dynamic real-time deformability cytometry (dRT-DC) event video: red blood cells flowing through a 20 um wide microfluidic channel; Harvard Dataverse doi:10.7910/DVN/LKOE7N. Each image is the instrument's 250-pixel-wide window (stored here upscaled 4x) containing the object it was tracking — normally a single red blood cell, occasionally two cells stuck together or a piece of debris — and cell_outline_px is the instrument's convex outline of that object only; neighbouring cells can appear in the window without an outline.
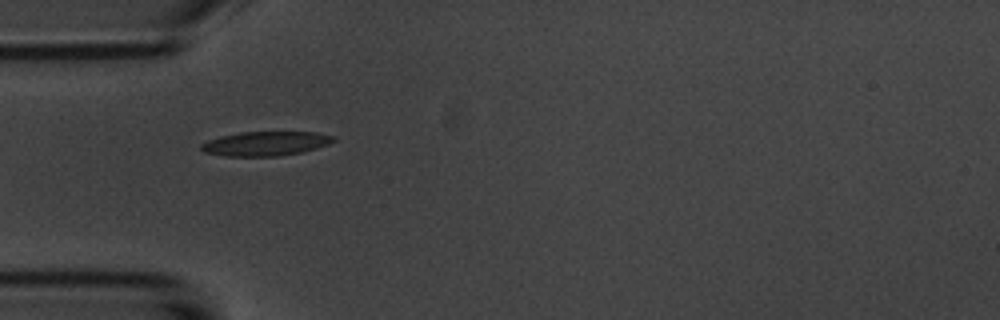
{"species": "common noctule bat (a hibernating species)", "species_latin": "Nyctalus noctula", "temperature_condition": "room temperature", "stored_images_in_passage": 2, "camera_frame_rate_fps": 3000, "um_per_image_px": 0.085, "animal": {"sex": "male", "body_mass_g": 20.1, "forearm_length_mm": 53.5}, "frame": {"image": 1, "passage_image": 1, "time_ms": 0.0, "image_size_px": [1000, 320], "cell_outline_px": [[336, 140], [328, 144], [316, 148], [300, 152], [276, 156], [224, 156], [204, 152], [200, 148], [200, 144], [208, 140], [220, 136], [240, 132], [316, 132], [336, 136]], "centroid_in_image_um": [22.56, 12.2], "position_along_channel_um": 62.4, "area_um2": 18.73}}
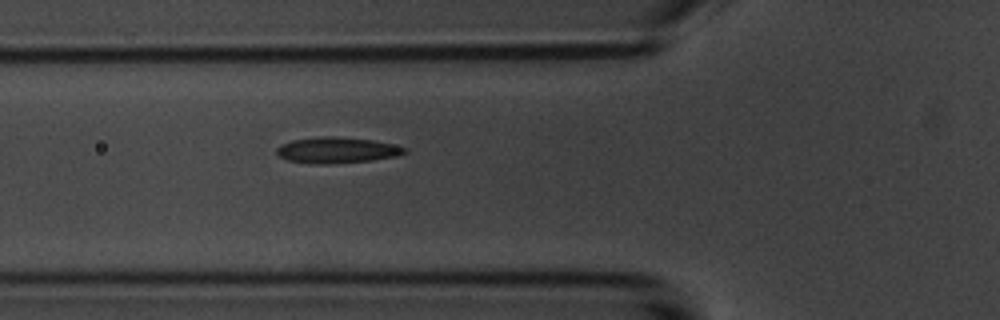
{"frame": {"image": 2, "passage_image": 2, "time_ms": 1.0, "image_size_px": [1000, 320], "cell_outline_px": [[408, 152], [396, 156], [372, 160], [328, 164], [316, 164], [288, 160], [280, 156], [276, 152], [276, 148], [280, 144], [292, 140], [320, 136], [332, 136], [372, 140], [392, 144], [404, 148]], "centroid_in_image_um": [28.6, 12.76], "position_along_channel_um": 97.2, "area_um2": 19.19}}